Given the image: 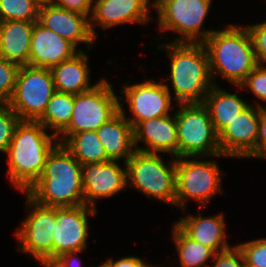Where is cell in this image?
Segmentation results:
<instances>
[{
	"label": "cell",
	"instance_id": "obj_26",
	"mask_svg": "<svg viewBox=\"0 0 266 267\" xmlns=\"http://www.w3.org/2000/svg\"><path fill=\"white\" fill-rule=\"evenodd\" d=\"M74 108V95L55 91L43 115L37 120L58 137L69 125Z\"/></svg>",
	"mask_w": 266,
	"mask_h": 267
},
{
	"label": "cell",
	"instance_id": "obj_7",
	"mask_svg": "<svg viewBox=\"0 0 266 267\" xmlns=\"http://www.w3.org/2000/svg\"><path fill=\"white\" fill-rule=\"evenodd\" d=\"M214 0H154L159 34L171 31L170 42L203 43L216 29H206L205 21ZM204 27V28H203ZM174 34V35H173Z\"/></svg>",
	"mask_w": 266,
	"mask_h": 267
},
{
	"label": "cell",
	"instance_id": "obj_31",
	"mask_svg": "<svg viewBox=\"0 0 266 267\" xmlns=\"http://www.w3.org/2000/svg\"><path fill=\"white\" fill-rule=\"evenodd\" d=\"M236 245L243 253L246 267H266V237L238 242Z\"/></svg>",
	"mask_w": 266,
	"mask_h": 267
},
{
	"label": "cell",
	"instance_id": "obj_40",
	"mask_svg": "<svg viewBox=\"0 0 266 267\" xmlns=\"http://www.w3.org/2000/svg\"><path fill=\"white\" fill-rule=\"evenodd\" d=\"M42 267H57L53 262L39 261Z\"/></svg>",
	"mask_w": 266,
	"mask_h": 267
},
{
	"label": "cell",
	"instance_id": "obj_15",
	"mask_svg": "<svg viewBox=\"0 0 266 267\" xmlns=\"http://www.w3.org/2000/svg\"><path fill=\"white\" fill-rule=\"evenodd\" d=\"M122 165L119 161L109 160L82 166L83 196L86 206L97 209V202L100 199L112 198L127 190L126 165L124 162Z\"/></svg>",
	"mask_w": 266,
	"mask_h": 267
},
{
	"label": "cell",
	"instance_id": "obj_38",
	"mask_svg": "<svg viewBox=\"0 0 266 267\" xmlns=\"http://www.w3.org/2000/svg\"><path fill=\"white\" fill-rule=\"evenodd\" d=\"M83 251L76 252H66L52 261L57 267H83L82 261L80 259V253H84ZM88 267V266H87ZM90 267V266H89Z\"/></svg>",
	"mask_w": 266,
	"mask_h": 267
},
{
	"label": "cell",
	"instance_id": "obj_14",
	"mask_svg": "<svg viewBox=\"0 0 266 267\" xmlns=\"http://www.w3.org/2000/svg\"><path fill=\"white\" fill-rule=\"evenodd\" d=\"M152 1V2H151ZM154 0H93L90 29L98 39L96 27L108 30L126 24H149L154 17ZM153 17V18H152ZM152 20V21H151ZM102 28V29H101Z\"/></svg>",
	"mask_w": 266,
	"mask_h": 267
},
{
	"label": "cell",
	"instance_id": "obj_24",
	"mask_svg": "<svg viewBox=\"0 0 266 267\" xmlns=\"http://www.w3.org/2000/svg\"><path fill=\"white\" fill-rule=\"evenodd\" d=\"M238 94L214 84L206 95L203 104L209 110L217 134L251 104Z\"/></svg>",
	"mask_w": 266,
	"mask_h": 267
},
{
	"label": "cell",
	"instance_id": "obj_3",
	"mask_svg": "<svg viewBox=\"0 0 266 267\" xmlns=\"http://www.w3.org/2000/svg\"><path fill=\"white\" fill-rule=\"evenodd\" d=\"M203 42L206 48L212 81L224 79L232 87L240 86L258 65L253 39L247 26L226 23Z\"/></svg>",
	"mask_w": 266,
	"mask_h": 267
},
{
	"label": "cell",
	"instance_id": "obj_2",
	"mask_svg": "<svg viewBox=\"0 0 266 267\" xmlns=\"http://www.w3.org/2000/svg\"><path fill=\"white\" fill-rule=\"evenodd\" d=\"M57 137L37 121H20L16 126L6 156L9 184L26 193L40 178Z\"/></svg>",
	"mask_w": 266,
	"mask_h": 267
},
{
	"label": "cell",
	"instance_id": "obj_5",
	"mask_svg": "<svg viewBox=\"0 0 266 267\" xmlns=\"http://www.w3.org/2000/svg\"><path fill=\"white\" fill-rule=\"evenodd\" d=\"M220 157L230 159L222 154L176 158V209L182 212L192 200L198 203V209L207 208L216 195L224 193Z\"/></svg>",
	"mask_w": 266,
	"mask_h": 267
},
{
	"label": "cell",
	"instance_id": "obj_41",
	"mask_svg": "<svg viewBox=\"0 0 266 267\" xmlns=\"http://www.w3.org/2000/svg\"><path fill=\"white\" fill-rule=\"evenodd\" d=\"M142 267H163V264L162 265H160V264H152V263H148V261L142 266Z\"/></svg>",
	"mask_w": 266,
	"mask_h": 267
},
{
	"label": "cell",
	"instance_id": "obj_20",
	"mask_svg": "<svg viewBox=\"0 0 266 267\" xmlns=\"http://www.w3.org/2000/svg\"><path fill=\"white\" fill-rule=\"evenodd\" d=\"M78 52L79 50L68 40L44 28L38 22L34 23L29 54L30 66L50 69Z\"/></svg>",
	"mask_w": 266,
	"mask_h": 267
},
{
	"label": "cell",
	"instance_id": "obj_4",
	"mask_svg": "<svg viewBox=\"0 0 266 267\" xmlns=\"http://www.w3.org/2000/svg\"><path fill=\"white\" fill-rule=\"evenodd\" d=\"M82 165L58 143L50 152L40 178L26 194L46 207L84 205Z\"/></svg>",
	"mask_w": 266,
	"mask_h": 267
},
{
	"label": "cell",
	"instance_id": "obj_18",
	"mask_svg": "<svg viewBox=\"0 0 266 267\" xmlns=\"http://www.w3.org/2000/svg\"><path fill=\"white\" fill-rule=\"evenodd\" d=\"M133 134L135 150L178 158L176 109L170 115L141 121L133 129ZM140 142L143 146H139Z\"/></svg>",
	"mask_w": 266,
	"mask_h": 267
},
{
	"label": "cell",
	"instance_id": "obj_32",
	"mask_svg": "<svg viewBox=\"0 0 266 267\" xmlns=\"http://www.w3.org/2000/svg\"><path fill=\"white\" fill-rule=\"evenodd\" d=\"M19 65L0 57V101H9L15 90Z\"/></svg>",
	"mask_w": 266,
	"mask_h": 267
},
{
	"label": "cell",
	"instance_id": "obj_29",
	"mask_svg": "<svg viewBox=\"0 0 266 267\" xmlns=\"http://www.w3.org/2000/svg\"><path fill=\"white\" fill-rule=\"evenodd\" d=\"M237 90H246V93H252L256 99H253L255 106L264 108L266 107V66L257 65L252 72L240 86H236ZM248 91V92H247ZM262 103V104H261ZM264 103V104H263Z\"/></svg>",
	"mask_w": 266,
	"mask_h": 267
},
{
	"label": "cell",
	"instance_id": "obj_6",
	"mask_svg": "<svg viewBox=\"0 0 266 267\" xmlns=\"http://www.w3.org/2000/svg\"><path fill=\"white\" fill-rule=\"evenodd\" d=\"M165 154L135 150L126 161L127 189H135L149 199L175 206L176 158Z\"/></svg>",
	"mask_w": 266,
	"mask_h": 267
},
{
	"label": "cell",
	"instance_id": "obj_17",
	"mask_svg": "<svg viewBox=\"0 0 266 267\" xmlns=\"http://www.w3.org/2000/svg\"><path fill=\"white\" fill-rule=\"evenodd\" d=\"M37 22L71 42L79 51H83L80 44H85L84 51L91 52L94 48L97 39L91 32L90 19L83 14L51 4L39 8Z\"/></svg>",
	"mask_w": 266,
	"mask_h": 267
},
{
	"label": "cell",
	"instance_id": "obj_8",
	"mask_svg": "<svg viewBox=\"0 0 266 267\" xmlns=\"http://www.w3.org/2000/svg\"><path fill=\"white\" fill-rule=\"evenodd\" d=\"M108 80L102 77L91 90L74 95L72 119L57 137L58 143L63 144L78 132L96 131L120 111L119 93Z\"/></svg>",
	"mask_w": 266,
	"mask_h": 267
},
{
	"label": "cell",
	"instance_id": "obj_12",
	"mask_svg": "<svg viewBox=\"0 0 266 267\" xmlns=\"http://www.w3.org/2000/svg\"><path fill=\"white\" fill-rule=\"evenodd\" d=\"M54 92L49 68L20 66L15 90L8 103L21 121H37L43 115Z\"/></svg>",
	"mask_w": 266,
	"mask_h": 267
},
{
	"label": "cell",
	"instance_id": "obj_33",
	"mask_svg": "<svg viewBox=\"0 0 266 267\" xmlns=\"http://www.w3.org/2000/svg\"><path fill=\"white\" fill-rule=\"evenodd\" d=\"M251 33L258 65L266 66V19L259 23L247 24Z\"/></svg>",
	"mask_w": 266,
	"mask_h": 267
},
{
	"label": "cell",
	"instance_id": "obj_39",
	"mask_svg": "<svg viewBox=\"0 0 266 267\" xmlns=\"http://www.w3.org/2000/svg\"><path fill=\"white\" fill-rule=\"evenodd\" d=\"M53 0H33V2L40 8L52 4Z\"/></svg>",
	"mask_w": 266,
	"mask_h": 267
},
{
	"label": "cell",
	"instance_id": "obj_11",
	"mask_svg": "<svg viewBox=\"0 0 266 267\" xmlns=\"http://www.w3.org/2000/svg\"><path fill=\"white\" fill-rule=\"evenodd\" d=\"M27 216L13 234L17 237V250L30 255L36 262H52L53 236L56 227V207L36 203L26 193Z\"/></svg>",
	"mask_w": 266,
	"mask_h": 267
},
{
	"label": "cell",
	"instance_id": "obj_19",
	"mask_svg": "<svg viewBox=\"0 0 266 267\" xmlns=\"http://www.w3.org/2000/svg\"><path fill=\"white\" fill-rule=\"evenodd\" d=\"M186 216H180L178 221H173L189 238L211 248L215 253L226 251L233 244L229 243L227 225L223 211L216 215L203 216V212L193 215L182 210Z\"/></svg>",
	"mask_w": 266,
	"mask_h": 267
},
{
	"label": "cell",
	"instance_id": "obj_16",
	"mask_svg": "<svg viewBox=\"0 0 266 267\" xmlns=\"http://www.w3.org/2000/svg\"><path fill=\"white\" fill-rule=\"evenodd\" d=\"M261 110L251 102L218 134L222 155L244 159L255 149Z\"/></svg>",
	"mask_w": 266,
	"mask_h": 267
},
{
	"label": "cell",
	"instance_id": "obj_10",
	"mask_svg": "<svg viewBox=\"0 0 266 267\" xmlns=\"http://www.w3.org/2000/svg\"><path fill=\"white\" fill-rule=\"evenodd\" d=\"M139 83L124 81L119 87L120 111L124 117L131 123L133 129L144 120L155 119L167 116L175 112L177 104L167 90L164 81H156L153 78L146 79ZM120 91V92H119ZM127 105V107L124 106ZM128 109V112H125ZM129 107V108H128Z\"/></svg>",
	"mask_w": 266,
	"mask_h": 267
},
{
	"label": "cell",
	"instance_id": "obj_13",
	"mask_svg": "<svg viewBox=\"0 0 266 267\" xmlns=\"http://www.w3.org/2000/svg\"><path fill=\"white\" fill-rule=\"evenodd\" d=\"M98 209L79 205L74 207H56V227L53 236L52 261L66 252L88 249L90 218Z\"/></svg>",
	"mask_w": 266,
	"mask_h": 267
},
{
	"label": "cell",
	"instance_id": "obj_25",
	"mask_svg": "<svg viewBox=\"0 0 266 267\" xmlns=\"http://www.w3.org/2000/svg\"><path fill=\"white\" fill-rule=\"evenodd\" d=\"M171 227L170 236L177 251L171 262H178L180 267H207L213 261L215 252L211 248L189 238L175 223Z\"/></svg>",
	"mask_w": 266,
	"mask_h": 267
},
{
	"label": "cell",
	"instance_id": "obj_36",
	"mask_svg": "<svg viewBox=\"0 0 266 267\" xmlns=\"http://www.w3.org/2000/svg\"><path fill=\"white\" fill-rule=\"evenodd\" d=\"M52 4L87 16L92 14L93 0H53Z\"/></svg>",
	"mask_w": 266,
	"mask_h": 267
},
{
	"label": "cell",
	"instance_id": "obj_28",
	"mask_svg": "<svg viewBox=\"0 0 266 267\" xmlns=\"http://www.w3.org/2000/svg\"><path fill=\"white\" fill-rule=\"evenodd\" d=\"M38 11L33 0H0V21H38Z\"/></svg>",
	"mask_w": 266,
	"mask_h": 267
},
{
	"label": "cell",
	"instance_id": "obj_35",
	"mask_svg": "<svg viewBox=\"0 0 266 267\" xmlns=\"http://www.w3.org/2000/svg\"><path fill=\"white\" fill-rule=\"evenodd\" d=\"M266 159V112L261 110L258 137L255 149L245 159Z\"/></svg>",
	"mask_w": 266,
	"mask_h": 267
},
{
	"label": "cell",
	"instance_id": "obj_27",
	"mask_svg": "<svg viewBox=\"0 0 266 267\" xmlns=\"http://www.w3.org/2000/svg\"><path fill=\"white\" fill-rule=\"evenodd\" d=\"M63 144L82 166L110 160L95 130L72 134Z\"/></svg>",
	"mask_w": 266,
	"mask_h": 267
},
{
	"label": "cell",
	"instance_id": "obj_34",
	"mask_svg": "<svg viewBox=\"0 0 266 267\" xmlns=\"http://www.w3.org/2000/svg\"><path fill=\"white\" fill-rule=\"evenodd\" d=\"M209 267H246L242 251L237 245H232L226 251L215 253Z\"/></svg>",
	"mask_w": 266,
	"mask_h": 267
},
{
	"label": "cell",
	"instance_id": "obj_22",
	"mask_svg": "<svg viewBox=\"0 0 266 267\" xmlns=\"http://www.w3.org/2000/svg\"><path fill=\"white\" fill-rule=\"evenodd\" d=\"M107 157L112 161H126L133 155L134 134L131 123L119 111L96 130Z\"/></svg>",
	"mask_w": 266,
	"mask_h": 267
},
{
	"label": "cell",
	"instance_id": "obj_30",
	"mask_svg": "<svg viewBox=\"0 0 266 267\" xmlns=\"http://www.w3.org/2000/svg\"><path fill=\"white\" fill-rule=\"evenodd\" d=\"M18 115L7 101H0V152L5 154L11 143L16 126L20 122Z\"/></svg>",
	"mask_w": 266,
	"mask_h": 267
},
{
	"label": "cell",
	"instance_id": "obj_37",
	"mask_svg": "<svg viewBox=\"0 0 266 267\" xmlns=\"http://www.w3.org/2000/svg\"><path fill=\"white\" fill-rule=\"evenodd\" d=\"M108 267H142L147 260L145 261L142 257L128 255L124 257L113 259L111 256L107 257L105 261H103Z\"/></svg>",
	"mask_w": 266,
	"mask_h": 267
},
{
	"label": "cell",
	"instance_id": "obj_9",
	"mask_svg": "<svg viewBox=\"0 0 266 267\" xmlns=\"http://www.w3.org/2000/svg\"><path fill=\"white\" fill-rule=\"evenodd\" d=\"M178 158L221 154L208 108L203 103L177 104Z\"/></svg>",
	"mask_w": 266,
	"mask_h": 267
},
{
	"label": "cell",
	"instance_id": "obj_21",
	"mask_svg": "<svg viewBox=\"0 0 266 267\" xmlns=\"http://www.w3.org/2000/svg\"><path fill=\"white\" fill-rule=\"evenodd\" d=\"M86 52L79 51L72 58L50 68L55 91L77 95L97 85L100 80L94 84L91 82L90 58Z\"/></svg>",
	"mask_w": 266,
	"mask_h": 267
},
{
	"label": "cell",
	"instance_id": "obj_23",
	"mask_svg": "<svg viewBox=\"0 0 266 267\" xmlns=\"http://www.w3.org/2000/svg\"><path fill=\"white\" fill-rule=\"evenodd\" d=\"M35 22L37 21H0V57L19 66L29 65Z\"/></svg>",
	"mask_w": 266,
	"mask_h": 267
},
{
	"label": "cell",
	"instance_id": "obj_1",
	"mask_svg": "<svg viewBox=\"0 0 266 267\" xmlns=\"http://www.w3.org/2000/svg\"><path fill=\"white\" fill-rule=\"evenodd\" d=\"M155 48L159 52L167 53L170 71L169 76L162 81L165 82L174 103H203L214 85L208 54L203 43L167 41L158 42Z\"/></svg>",
	"mask_w": 266,
	"mask_h": 267
},
{
	"label": "cell",
	"instance_id": "obj_42",
	"mask_svg": "<svg viewBox=\"0 0 266 267\" xmlns=\"http://www.w3.org/2000/svg\"><path fill=\"white\" fill-rule=\"evenodd\" d=\"M91 267H108L103 261L100 265L91 266Z\"/></svg>",
	"mask_w": 266,
	"mask_h": 267
}]
</instances>
